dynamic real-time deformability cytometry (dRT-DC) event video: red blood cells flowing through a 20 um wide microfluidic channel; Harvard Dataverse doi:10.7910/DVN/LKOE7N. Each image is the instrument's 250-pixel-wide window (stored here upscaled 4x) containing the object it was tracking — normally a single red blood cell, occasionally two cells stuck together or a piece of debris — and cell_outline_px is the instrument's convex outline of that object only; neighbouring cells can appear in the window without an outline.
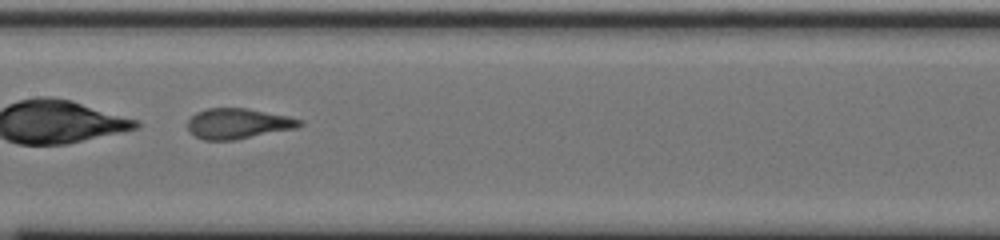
{"species": "common noctule bat (a hibernating species)", "species_latin": "Nyctalus noctula", "temperature_condition": "cold", "stored_images_in_passage": 38, "camera_frame_rate_fps": 3000, "um_per_image_px": 0.085, "animal": {"sex": "male", "body_mass_g": 20.0, "forearm_length_mm": 53.3}, "frame": {"image": 1, "passage_image": 12, "time_ms": 3.667, "image_size_px": [1000, 240], "cell_outline_px": [[304, 124], [296, 128], [236, 140], [204, 140], [188, 132], [188, 120], [196, 112], [208, 108], [248, 108], [288, 116], [304, 120]], "centroid_in_image_um": [20.25, 10.5], "position_along_channel_um": 187.2, "area_um2": 20.0}}
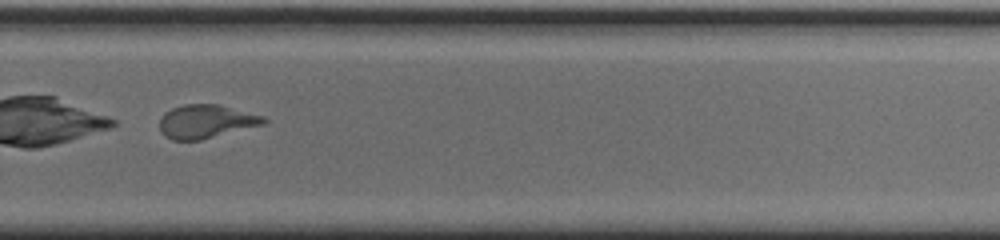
{"frame": {"image": 2, "passage_image": 22, "time_ms": 7.0, "image_size_px": [1000, 240], "cell_outline_px": [[268, 124], [200, 140], [172, 140], [164, 136], [160, 132], [160, 116], [164, 112], [172, 108], [184, 104], [220, 104], [264, 116], [268, 120]], "centroid_in_image_um": [17.54, 10.32], "position_along_channel_um": 312.3, "area_um2": 20.75}, "authors_computed_cell_mechanics": {"area_um2": 20.2011, "velocity_mm_per_s": 3.7614, "shape_relaxation_time_tau1_ms": 5.4348, "shape_relaxation_time_tau2_ms": 0.661, "deformation_change_tau1": 0.1618, "deformation_change_tau2": 0.0651}}